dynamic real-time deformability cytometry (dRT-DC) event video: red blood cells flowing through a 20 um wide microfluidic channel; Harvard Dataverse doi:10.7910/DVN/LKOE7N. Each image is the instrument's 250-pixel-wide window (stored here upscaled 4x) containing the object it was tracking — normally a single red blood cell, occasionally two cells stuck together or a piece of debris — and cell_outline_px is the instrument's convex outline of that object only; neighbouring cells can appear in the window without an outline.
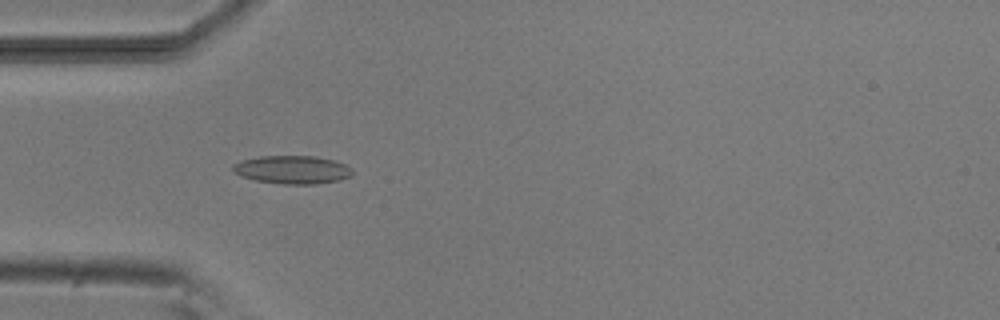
{"species": "common noctule bat (a hibernating species)", "species_latin": "Nyctalus noctula", "temperature_condition": "room temperature", "stored_images_in_passage": 5, "camera_frame_rate_fps": 3000, "um_per_image_px": 0.085, "animal": {"sex": "male", "body_mass_g": 20.5, "forearm_length_mm": 52.5}, "frame": {"image": 1, "passage_image": 4, "time_ms": 3.333, "image_size_px": [1000, 320], "cell_outline_px": [[352, 176], [340, 180], [316, 184], [284, 184], [256, 180], [244, 176], [236, 172], [232, 168], [232, 164], [240, 160], [260, 156], [316, 156], [332, 160], [344, 164], [352, 168]], "centroid_in_image_um": [24.87, 14.42], "position_along_channel_um": 60.1, "area_um2": 19.54}}
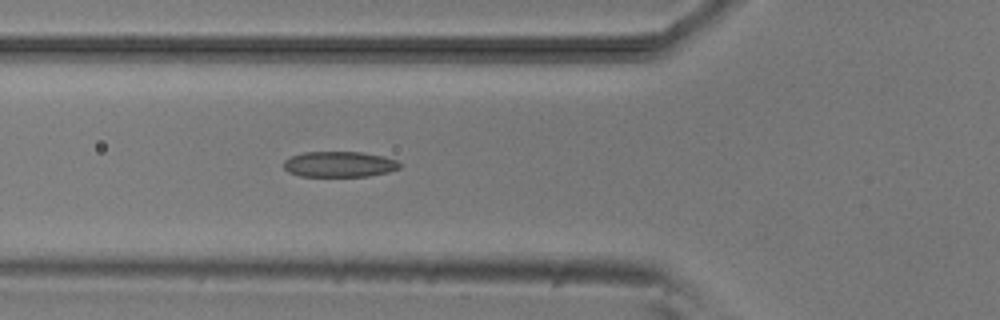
{"frame": {"image": 2, "passage_image": 5, "time_ms": 4.333, "image_size_px": [1000, 320], "cell_outline_px": [[400, 168], [388, 172], [368, 176], [300, 176], [288, 172], [284, 168], [284, 160], [292, 156], [304, 152], [364, 152], [384, 156], [396, 160], [400, 164]], "centroid_in_image_um": [28.85, 13.96], "position_along_channel_um": 97.0, "area_um2": 17.34}}